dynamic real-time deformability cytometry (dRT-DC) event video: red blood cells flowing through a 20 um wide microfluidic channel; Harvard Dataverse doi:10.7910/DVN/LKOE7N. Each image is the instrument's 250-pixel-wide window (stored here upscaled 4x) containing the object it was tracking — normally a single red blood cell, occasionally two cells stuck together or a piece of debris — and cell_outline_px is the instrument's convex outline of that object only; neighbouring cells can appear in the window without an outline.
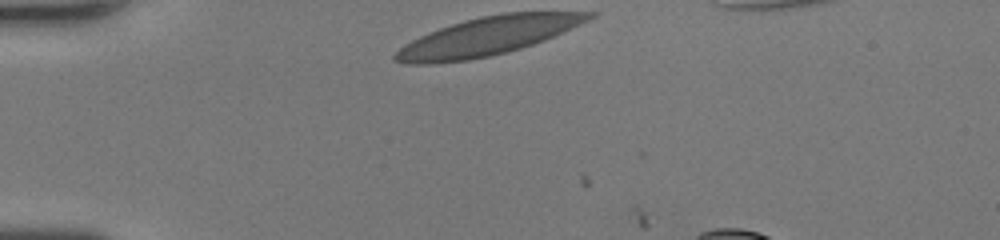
{"species": "human", "species_latin": "Homo sapiens", "temperature_condition": "room temperature", "stored_images_in_passage": 4, "camera_frame_rate_fps": 3000, "um_per_image_px": 0.085, "donor": {"sex": "female"}, "frame": {"image": 1, "passage_image": 1, "time_ms": 0.0, "image_size_px": [1000, 240], "cell_outline_px": [[600, 12], [596, 16], [580, 24], [544, 40], [520, 48], [488, 56], [468, 60], [432, 64], [404, 64], [392, 60], [392, 56], [404, 44], [428, 32], [464, 20], [480, 16], [504, 12]], "centroid_in_image_um": [41.41, 3.08], "position_along_channel_um": 43.6, "area_um2": 43.0}}